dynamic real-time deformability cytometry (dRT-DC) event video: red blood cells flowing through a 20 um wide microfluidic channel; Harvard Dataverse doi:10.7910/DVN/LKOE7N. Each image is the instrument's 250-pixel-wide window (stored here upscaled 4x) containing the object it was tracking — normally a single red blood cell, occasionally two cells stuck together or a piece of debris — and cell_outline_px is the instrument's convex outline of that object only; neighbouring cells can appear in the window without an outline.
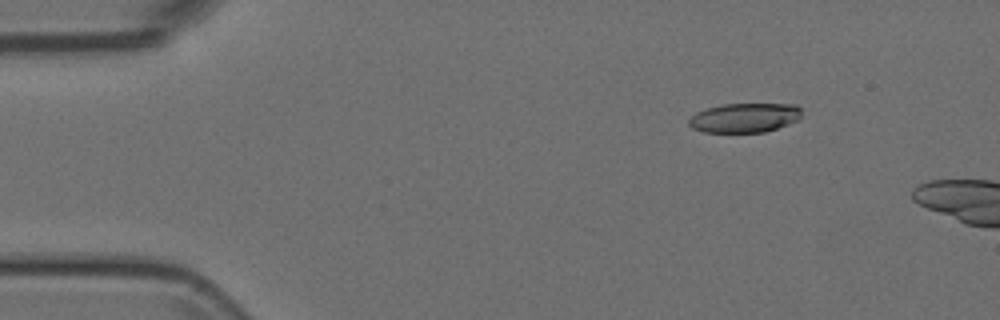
{"species": "Egyptian fruit bat (a non-hibernating species)", "species_latin": "Rousettus aegyptiacus", "temperature_condition": "room temperature", "stored_images_in_passage": 11, "camera_frame_rate_fps": 3000, "um_per_image_px": 0.085, "animal": {"sex": "female"}, "frame": {"image": 1, "passage_image": 7, "time_ms": 2.0, "image_size_px": [1000, 320], "cell_outline_px": [[800, 120], [764, 132], [704, 132], [692, 128], [688, 124], [688, 120], [696, 112], [708, 108], [724, 104], [796, 104], [800, 108]], "centroid_in_image_um": [63.29, 10.01], "position_along_channel_um": 21.7, "area_um2": 19.25}}